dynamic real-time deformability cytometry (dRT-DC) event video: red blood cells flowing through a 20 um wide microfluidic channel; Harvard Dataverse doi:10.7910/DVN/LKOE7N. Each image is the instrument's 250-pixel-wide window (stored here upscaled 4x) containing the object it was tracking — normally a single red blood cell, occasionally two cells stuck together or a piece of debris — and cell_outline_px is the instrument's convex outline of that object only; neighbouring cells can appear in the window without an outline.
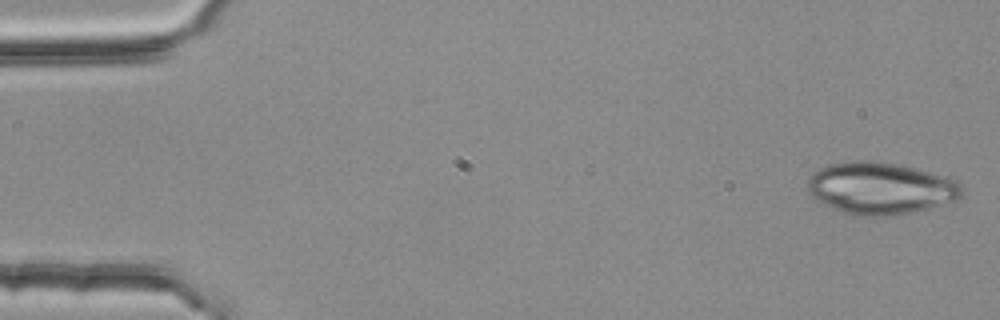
{"species": "common noctule bat (a hibernating species)", "species_latin": "Nyctalus noctula", "temperature_condition": "room temperature", "stored_images_in_passage": 3, "camera_frame_rate_fps": 3000, "um_per_image_px": 0.085, "animal": {"sex": "female", "body_mass_g": 25.1}, "frame": {"image": 1, "passage_image": 1, "time_ms": 0.0, "image_size_px": [1000, 320], "cell_outline_px": [[964, 192], [956, 200], [928, 208], [912, 212], [884, 216], [852, 216], [840, 212], [816, 200], [808, 192], [808, 176], [812, 172], [828, 164], [852, 160], [876, 160], [900, 164], [956, 180], [960, 184]], "centroid_in_image_um": [74.78, 15.99], "position_along_channel_um": 10.2, "area_um2": 47.05}}